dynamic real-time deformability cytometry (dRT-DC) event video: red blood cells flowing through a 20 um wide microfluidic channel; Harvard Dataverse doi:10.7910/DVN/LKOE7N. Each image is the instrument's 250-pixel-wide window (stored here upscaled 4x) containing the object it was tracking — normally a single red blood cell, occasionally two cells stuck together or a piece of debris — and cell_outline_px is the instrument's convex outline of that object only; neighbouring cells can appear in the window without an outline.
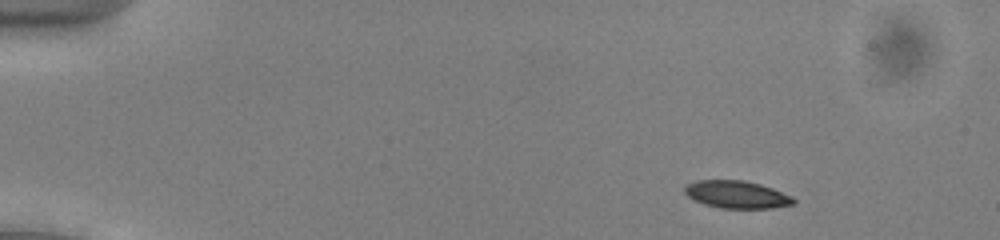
{"species": "common noctule bat (a hibernating species)", "species_latin": "Nyctalus noctula", "temperature_condition": "cold", "stored_images_in_passage": 52, "camera_frame_rate_fps": 3000, "um_per_image_px": 0.085, "animal": {"sex": "male", "body_mass_g": 13.0, "forearm_length_mm": 53.1}, "frame": {"image": 1, "passage_image": 6, "time_ms": 1.667, "image_size_px": [1000, 240], "cell_outline_px": [[796, 204], [772, 208], [720, 208], [704, 204], [688, 196], [684, 192], [684, 188], [688, 184], [696, 180], [744, 180], [760, 184], [772, 188], [792, 196], [796, 200]], "centroid_in_image_um": [62.65, 16.53], "position_along_channel_um": 22.3, "area_um2": 17.46}}
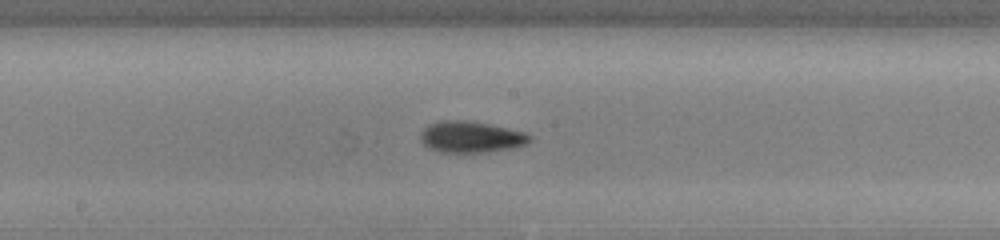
{"frame": {"image": 2, "passage_image": 28, "time_ms": 9.0, "image_size_px": [1000, 240], "cell_outline_px": [[532, 140], [528, 144], [512, 148], [484, 152], [440, 152], [428, 148], [420, 140], [420, 132], [428, 124], [444, 120], [464, 120], [488, 124], [508, 128], [524, 132], [532, 136]], "centroid_in_image_um": [40.03, 11.64], "position_along_channel_um": 208.2, "area_um2": 20.0}}
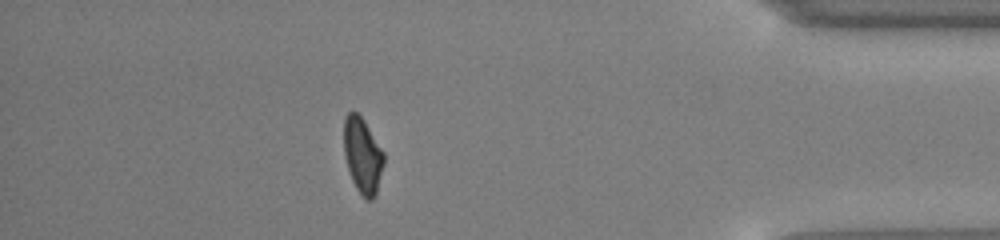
{"frame": {"image": 3, "passage_image": 46, "time_ms": 15.0, "image_size_px": [1000, 240], "cell_outline_px": [[384, 164], [376, 192], [372, 200], [368, 200], [356, 188], [352, 180], [344, 156], [344, 116], [352, 108], [364, 120], [384, 152]], "centroid_in_image_um": [30.81, 13.16], "position_along_channel_um": 404.4, "area_um2": 17.57}, "authors_computed_cell_mechanics": {"area_um2": 18.3226, "velocity_mm_per_s": 3.9104, "shape_relaxation_time_tau1_ms": 6.3221, "shape_relaxation_time_tau2_ms": 6.9159, "deformation_change_tau1": 0.1452, "deformation_change_tau2": 0.1083}}